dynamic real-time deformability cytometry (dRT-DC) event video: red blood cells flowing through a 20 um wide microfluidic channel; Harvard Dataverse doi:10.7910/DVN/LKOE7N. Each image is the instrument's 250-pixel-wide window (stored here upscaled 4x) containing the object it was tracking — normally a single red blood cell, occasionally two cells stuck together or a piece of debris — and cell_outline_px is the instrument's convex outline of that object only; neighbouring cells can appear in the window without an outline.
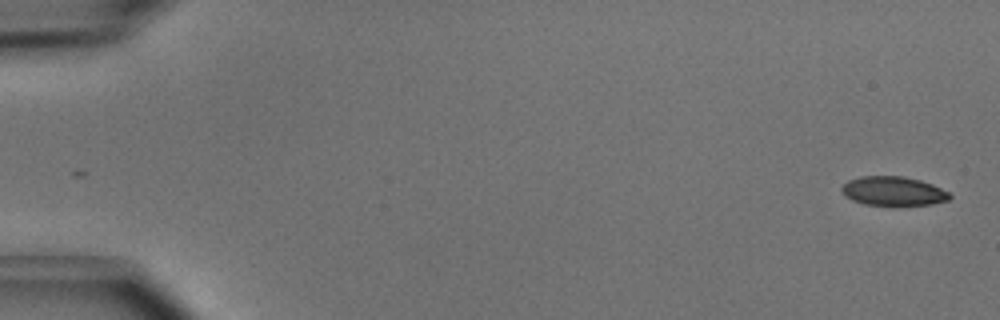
{"species": "common noctule bat (a hibernating species)", "species_latin": "Nyctalus noctula", "temperature_condition": "cold", "stored_images_in_passage": 2, "camera_frame_rate_fps": 3000, "um_per_image_px": 0.085, "animal": {"sex": "male", "body_mass_g": 15.6}, "frame": {"image": 1, "passage_image": 2, "time_ms": 0.333, "image_size_px": [1000, 320], "cell_outline_px": [[952, 196], [948, 200], [932, 204], [892, 208], [864, 204], [852, 200], [844, 196], [840, 188], [848, 180], [860, 176], [904, 176], [920, 180], [932, 184], [948, 192]], "centroid_in_image_um": [75.91, 16.28], "position_along_channel_um": 9.1, "area_um2": 19.07}}